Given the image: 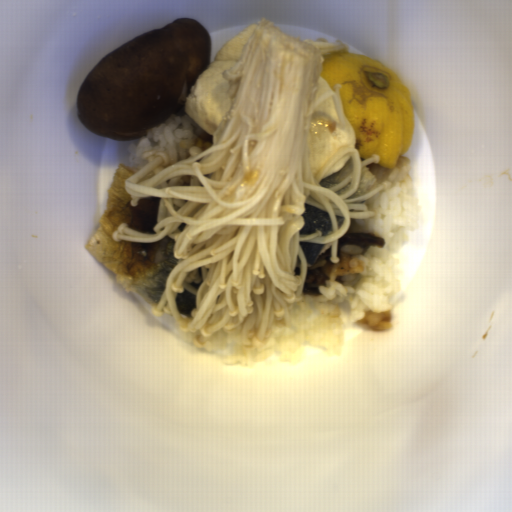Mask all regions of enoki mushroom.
<instances>
[{
	"label": "enoki mushroom",
	"mask_w": 512,
	"mask_h": 512,
	"mask_svg": "<svg viewBox=\"0 0 512 512\" xmlns=\"http://www.w3.org/2000/svg\"><path fill=\"white\" fill-rule=\"evenodd\" d=\"M348 49L345 41L299 39L260 18L236 64L222 71L231 107L211 146L194 145L178 162L146 150V165L124 181L132 207L144 197L160 198L155 233L124 222L112 238L175 241L176 266L151 308L156 317L171 315L181 331L198 332L197 347L220 328L241 327L242 345L253 347L272 336L274 317L290 328V307L302 301L308 271L300 243H331L329 262L337 264L339 239L352 220L375 218L364 201L384 183L349 197L359 189L362 168L381 157L361 161L356 129L343 110V85L317 96L325 56ZM349 153L353 173L332 188L319 185ZM305 203L330 213L332 233L300 234ZM185 288L197 298L191 318L177 312Z\"/></svg>",
	"instance_id": "obj_1"
}]
</instances>
